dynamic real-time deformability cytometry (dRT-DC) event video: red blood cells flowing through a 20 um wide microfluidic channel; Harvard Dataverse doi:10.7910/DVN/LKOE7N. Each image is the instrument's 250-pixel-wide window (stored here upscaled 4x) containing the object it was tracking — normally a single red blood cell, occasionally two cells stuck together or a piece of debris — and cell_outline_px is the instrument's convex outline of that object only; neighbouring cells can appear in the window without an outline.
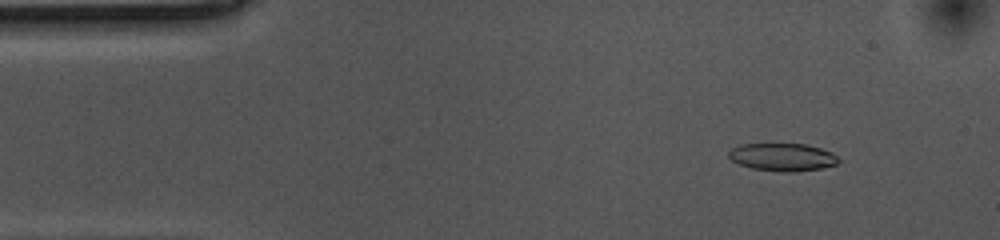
{"species": "common noctule bat (a hibernating species)", "species_latin": "Nyctalus noctula", "temperature_condition": "cold", "stored_images_in_passage": 55, "camera_frame_rate_fps": 3000, "um_per_image_px": 0.085, "animal": {"sex": "female", "body_mass_g": 10.0, "forearm_length_mm": 53.1}, "frame": {"image": 1, "passage_image": 6, "time_ms": 1.667, "image_size_px": [1000, 240], "cell_outline_px": [[840, 160], [836, 164], [824, 168], [792, 172], [784, 172], [752, 168], [740, 164], [732, 160], [728, 156], [728, 152], [732, 148], [740, 144], [804, 144], [820, 148], [832, 152]], "centroid_in_image_um": [66.52, 13.35], "position_along_channel_um": 18.5, "area_um2": 17.69}}
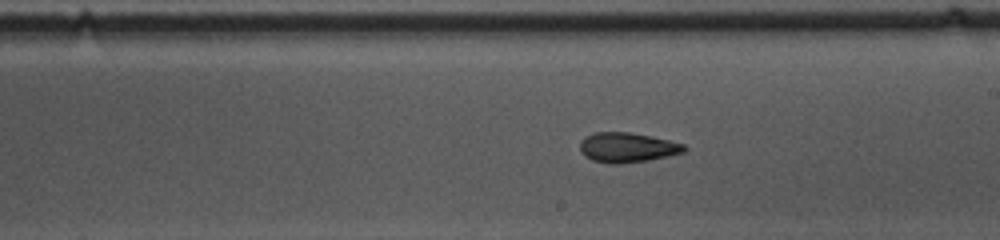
{"frame": {"image": 2, "passage_image": 30, "time_ms": 9.667, "image_size_px": [1000, 240], "cell_outline_px": [[688, 148], [684, 152], [668, 156], [648, 160], [620, 164], [608, 164], [592, 160], [584, 156], [580, 152], [580, 140], [584, 136], [592, 132], [628, 132], [652, 136], [684, 144]], "centroid_in_image_um": [53.28, 12.53], "position_along_channel_um": 235.7, "area_um2": 18.38}}
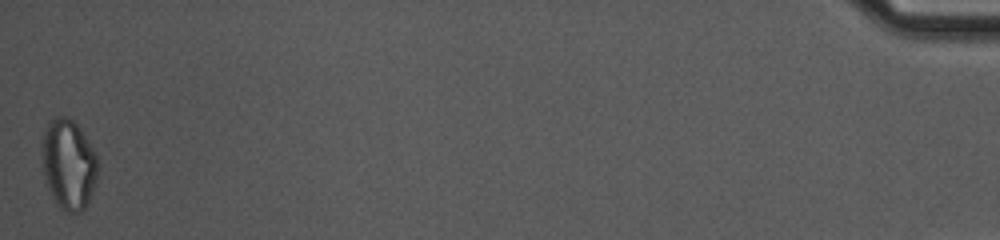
{"frame": {"image": 3, "passage_image": 55, "time_ms": 18.0, "image_size_px": [1000, 240], "cell_outline_px": [[96, 184], [84, 208], [80, 212], [64, 212], [56, 204], [48, 188], [44, 172], [40, 144], [48, 120], [56, 116], [64, 116], [72, 120], [80, 128], [92, 148], [96, 156]], "centroid_in_image_um": [5.79, 13.95], "position_along_channel_um": 429.4, "area_um2": 29.19}, "authors_computed_cell_mechanics": {"area_um2": 18.3804, "velocity_mm_per_s": 3.5539, "shape_relaxation_time_tau1_ms": 7.8086, "shape_relaxation_time_tau2_ms": 3.4738, "deformation_change_tau1": 0.1824, "deformation_change_tau2": 0.105}}